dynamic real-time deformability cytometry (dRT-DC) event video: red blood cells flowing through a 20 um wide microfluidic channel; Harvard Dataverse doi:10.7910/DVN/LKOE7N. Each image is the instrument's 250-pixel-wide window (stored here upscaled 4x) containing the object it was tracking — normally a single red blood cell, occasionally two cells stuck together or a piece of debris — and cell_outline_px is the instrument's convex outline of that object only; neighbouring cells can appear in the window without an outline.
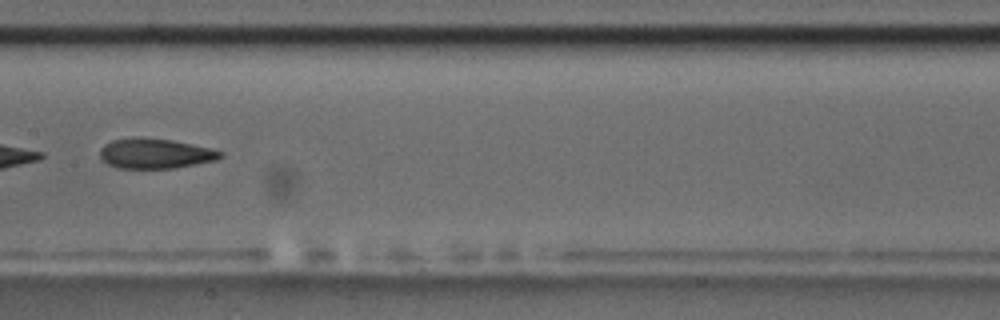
{"species": "common noctule bat (a hibernating species)", "species_latin": "Nyctalus noctula", "temperature_condition": "room temperature", "stored_images_in_passage": 4, "camera_frame_rate_fps": 3000, "um_per_image_px": 0.085, "animal": {"sex": "male", "body_mass_g": 17.5, "forearm_length_mm": 52.3}, "frame": {"image": 1, "passage_image": 4, "time_ms": 3.667, "image_size_px": [1000, 320], "cell_outline_px": [[224, 156], [216, 160], [176, 168], [116, 168], [100, 160], [100, 148], [104, 144], [112, 140], [172, 140], [212, 148], [224, 152]], "centroid_in_image_um": [13.24, 13.09], "position_along_channel_um": 194.2, "area_um2": 20.58}}